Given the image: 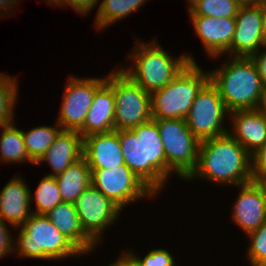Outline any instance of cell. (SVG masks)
Returning a JSON list of instances; mask_svg holds the SVG:
<instances>
[{"instance_id":"1","label":"cell","mask_w":266,"mask_h":266,"mask_svg":"<svg viewBox=\"0 0 266 266\" xmlns=\"http://www.w3.org/2000/svg\"><path fill=\"white\" fill-rule=\"evenodd\" d=\"M197 178L222 188L249 183L253 181L251 155L229 133L201 141L197 166L186 181Z\"/></svg>"},{"instance_id":"2","label":"cell","mask_w":266,"mask_h":266,"mask_svg":"<svg viewBox=\"0 0 266 266\" xmlns=\"http://www.w3.org/2000/svg\"><path fill=\"white\" fill-rule=\"evenodd\" d=\"M118 135L125 165L158 196L169 183L157 123L151 119L132 129L118 130Z\"/></svg>"},{"instance_id":"3","label":"cell","mask_w":266,"mask_h":266,"mask_svg":"<svg viewBox=\"0 0 266 266\" xmlns=\"http://www.w3.org/2000/svg\"><path fill=\"white\" fill-rule=\"evenodd\" d=\"M136 40L128 54L129 63L132 64L120 66L119 69L149 94L170 83L190 62L196 63L191 54L171 56L158 43V39L152 38L149 43Z\"/></svg>"},{"instance_id":"4","label":"cell","mask_w":266,"mask_h":266,"mask_svg":"<svg viewBox=\"0 0 266 266\" xmlns=\"http://www.w3.org/2000/svg\"><path fill=\"white\" fill-rule=\"evenodd\" d=\"M222 65L209 70L210 82L217 88L229 112L256 109L263 83L251 57L226 58Z\"/></svg>"},{"instance_id":"5","label":"cell","mask_w":266,"mask_h":266,"mask_svg":"<svg viewBox=\"0 0 266 266\" xmlns=\"http://www.w3.org/2000/svg\"><path fill=\"white\" fill-rule=\"evenodd\" d=\"M13 240V253L19 258L66 260L82 252L54 226L46 215L32 214L20 227Z\"/></svg>"},{"instance_id":"6","label":"cell","mask_w":266,"mask_h":266,"mask_svg":"<svg viewBox=\"0 0 266 266\" xmlns=\"http://www.w3.org/2000/svg\"><path fill=\"white\" fill-rule=\"evenodd\" d=\"M210 81L208 71L190 62L170 83L151 94L152 119H185L201 89Z\"/></svg>"},{"instance_id":"7","label":"cell","mask_w":266,"mask_h":266,"mask_svg":"<svg viewBox=\"0 0 266 266\" xmlns=\"http://www.w3.org/2000/svg\"><path fill=\"white\" fill-rule=\"evenodd\" d=\"M159 128L166 157L167 181L170 176L186 180L195 170L200 141L186 124L185 119H153Z\"/></svg>"},{"instance_id":"8","label":"cell","mask_w":266,"mask_h":266,"mask_svg":"<svg viewBox=\"0 0 266 266\" xmlns=\"http://www.w3.org/2000/svg\"><path fill=\"white\" fill-rule=\"evenodd\" d=\"M115 69L106 74V81L113 87L115 98L114 129L129 130L150 121L151 94L118 67Z\"/></svg>"},{"instance_id":"9","label":"cell","mask_w":266,"mask_h":266,"mask_svg":"<svg viewBox=\"0 0 266 266\" xmlns=\"http://www.w3.org/2000/svg\"><path fill=\"white\" fill-rule=\"evenodd\" d=\"M228 116L229 111L217 88L209 81L197 94L185 121L201 142L228 133L229 128L224 125Z\"/></svg>"},{"instance_id":"10","label":"cell","mask_w":266,"mask_h":266,"mask_svg":"<svg viewBox=\"0 0 266 266\" xmlns=\"http://www.w3.org/2000/svg\"><path fill=\"white\" fill-rule=\"evenodd\" d=\"M91 185L122 210L135 201L157 196L125 164L114 169H91Z\"/></svg>"},{"instance_id":"11","label":"cell","mask_w":266,"mask_h":266,"mask_svg":"<svg viewBox=\"0 0 266 266\" xmlns=\"http://www.w3.org/2000/svg\"><path fill=\"white\" fill-rule=\"evenodd\" d=\"M74 205L82 229L98 246L104 242V231L117 223L123 211L92 185L80 194Z\"/></svg>"},{"instance_id":"12","label":"cell","mask_w":266,"mask_h":266,"mask_svg":"<svg viewBox=\"0 0 266 266\" xmlns=\"http://www.w3.org/2000/svg\"><path fill=\"white\" fill-rule=\"evenodd\" d=\"M57 115L58 125L62 130L78 131L84 124L96 91L106 82L105 77L79 78L68 76Z\"/></svg>"},{"instance_id":"13","label":"cell","mask_w":266,"mask_h":266,"mask_svg":"<svg viewBox=\"0 0 266 266\" xmlns=\"http://www.w3.org/2000/svg\"><path fill=\"white\" fill-rule=\"evenodd\" d=\"M236 27L227 55L251 57L266 46L262 3L242 4L235 17Z\"/></svg>"},{"instance_id":"14","label":"cell","mask_w":266,"mask_h":266,"mask_svg":"<svg viewBox=\"0 0 266 266\" xmlns=\"http://www.w3.org/2000/svg\"><path fill=\"white\" fill-rule=\"evenodd\" d=\"M237 187L239 192L232 204L231 218L247 236L266 222V198L256 181Z\"/></svg>"},{"instance_id":"15","label":"cell","mask_w":266,"mask_h":266,"mask_svg":"<svg viewBox=\"0 0 266 266\" xmlns=\"http://www.w3.org/2000/svg\"><path fill=\"white\" fill-rule=\"evenodd\" d=\"M189 17L208 58L218 59L227 55L235 32V17Z\"/></svg>"},{"instance_id":"16","label":"cell","mask_w":266,"mask_h":266,"mask_svg":"<svg viewBox=\"0 0 266 266\" xmlns=\"http://www.w3.org/2000/svg\"><path fill=\"white\" fill-rule=\"evenodd\" d=\"M31 189L21 175L13 176L0 191V219L20 227L33 213Z\"/></svg>"},{"instance_id":"17","label":"cell","mask_w":266,"mask_h":266,"mask_svg":"<svg viewBox=\"0 0 266 266\" xmlns=\"http://www.w3.org/2000/svg\"><path fill=\"white\" fill-rule=\"evenodd\" d=\"M83 157L90 169H114L124 165L118 130L84 137Z\"/></svg>"},{"instance_id":"18","label":"cell","mask_w":266,"mask_h":266,"mask_svg":"<svg viewBox=\"0 0 266 266\" xmlns=\"http://www.w3.org/2000/svg\"><path fill=\"white\" fill-rule=\"evenodd\" d=\"M228 133L251 155L266 142V117L256 109L229 112ZM232 128V129H231Z\"/></svg>"},{"instance_id":"19","label":"cell","mask_w":266,"mask_h":266,"mask_svg":"<svg viewBox=\"0 0 266 266\" xmlns=\"http://www.w3.org/2000/svg\"><path fill=\"white\" fill-rule=\"evenodd\" d=\"M81 157H83L81 134L74 130H61L35 165L46 162L52 171L48 176L56 177Z\"/></svg>"},{"instance_id":"20","label":"cell","mask_w":266,"mask_h":266,"mask_svg":"<svg viewBox=\"0 0 266 266\" xmlns=\"http://www.w3.org/2000/svg\"><path fill=\"white\" fill-rule=\"evenodd\" d=\"M114 111L113 87L106 81L96 91L85 122L78 132L84 138L95 133L114 131Z\"/></svg>"},{"instance_id":"21","label":"cell","mask_w":266,"mask_h":266,"mask_svg":"<svg viewBox=\"0 0 266 266\" xmlns=\"http://www.w3.org/2000/svg\"><path fill=\"white\" fill-rule=\"evenodd\" d=\"M46 216L83 255H89L96 251L98 245L82 229L73 203L62 202L49 211Z\"/></svg>"},{"instance_id":"22","label":"cell","mask_w":266,"mask_h":266,"mask_svg":"<svg viewBox=\"0 0 266 266\" xmlns=\"http://www.w3.org/2000/svg\"><path fill=\"white\" fill-rule=\"evenodd\" d=\"M56 179L62 201L74 204L80 194L91 185V169L85 158L81 157L56 176Z\"/></svg>"},{"instance_id":"23","label":"cell","mask_w":266,"mask_h":266,"mask_svg":"<svg viewBox=\"0 0 266 266\" xmlns=\"http://www.w3.org/2000/svg\"><path fill=\"white\" fill-rule=\"evenodd\" d=\"M14 124L15 122L9 125H0V163L30 162L35 165L27 153L22 130Z\"/></svg>"},{"instance_id":"24","label":"cell","mask_w":266,"mask_h":266,"mask_svg":"<svg viewBox=\"0 0 266 266\" xmlns=\"http://www.w3.org/2000/svg\"><path fill=\"white\" fill-rule=\"evenodd\" d=\"M102 1V2H101ZM96 13L94 26L102 31L140 9L147 0H101Z\"/></svg>"},{"instance_id":"25","label":"cell","mask_w":266,"mask_h":266,"mask_svg":"<svg viewBox=\"0 0 266 266\" xmlns=\"http://www.w3.org/2000/svg\"><path fill=\"white\" fill-rule=\"evenodd\" d=\"M61 130L57 122L53 126L40 125L28 131L22 130L27 153L35 164L45 154Z\"/></svg>"},{"instance_id":"26","label":"cell","mask_w":266,"mask_h":266,"mask_svg":"<svg viewBox=\"0 0 266 266\" xmlns=\"http://www.w3.org/2000/svg\"><path fill=\"white\" fill-rule=\"evenodd\" d=\"M30 192L31 204L35 202L34 205L36 206L34 207L35 210H32L33 214L46 215L63 202L56 177L48 176L47 174L38 183L35 193Z\"/></svg>"},{"instance_id":"27","label":"cell","mask_w":266,"mask_h":266,"mask_svg":"<svg viewBox=\"0 0 266 266\" xmlns=\"http://www.w3.org/2000/svg\"><path fill=\"white\" fill-rule=\"evenodd\" d=\"M187 5L189 16L228 18L236 17L242 4L238 0H192Z\"/></svg>"},{"instance_id":"28","label":"cell","mask_w":266,"mask_h":266,"mask_svg":"<svg viewBox=\"0 0 266 266\" xmlns=\"http://www.w3.org/2000/svg\"><path fill=\"white\" fill-rule=\"evenodd\" d=\"M18 80L6 72L0 73V125H9L15 122L16 101H18Z\"/></svg>"},{"instance_id":"29","label":"cell","mask_w":266,"mask_h":266,"mask_svg":"<svg viewBox=\"0 0 266 266\" xmlns=\"http://www.w3.org/2000/svg\"><path fill=\"white\" fill-rule=\"evenodd\" d=\"M247 237L250 243L246 247V259L251 266H266V222Z\"/></svg>"},{"instance_id":"30","label":"cell","mask_w":266,"mask_h":266,"mask_svg":"<svg viewBox=\"0 0 266 266\" xmlns=\"http://www.w3.org/2000/svg\"><path fill=\"white\" fill-rule=\"evenodd\" d=\"M140 266H177L173 254L170 253L167 249L163 248H153L148 251L144 257L137 255L134 250H126Z\"/></svg>"},{"instance_id":"31","label":"cell","mask_w":266,"mask_h":266,"mask_svg":"<svg viewBox=\"0 0 266 266\" xmlns=\"http://www.w3.org/2000/svg\"><path fill=\"white\" fill-rule=\"evenodd\" d=\"M266 174V142L251 154V175L253 181Z\"/></svg>"},{"instance_id":"32","label":"cell","mask_w":266,"mask_h":266,"mask_svg":"<svg viewBox=\"0 0 266 266\" xmlns=\"http://www.w3.org/2000/svg\"><path fill=\"white\" fill-rule=\"evenodd\" d=\"M100 0H59L55 6H61V8L65 6L72 7V10L75 11V13H79L82 16H87L89 13L91 14V10L95 8V6L99 5L98 2Z\"/></svg>"},{"instance_id":"33","label":"cell","mask_w":266,"mask_h":266,"mask_svg":"<svg viewBox=\"0 0 266 266\" xmlns=\"http://www.w3.org/2000/svg\"><path fill=\"white\" fill-rule=\"evenodd\" d=\"M7 223L0 219V259L13 253V236ZM12 236V237H11Z\"/></svg>"},{"instance_id":"34","label":"cell","mask_w":266,"mask_h":266,"mask_svg":"<svg viewBox=\"0 0 266 266\" xmlns=\"http://www.w3.org/2000/svg\"><path fill=\"white\" fill-rule=\"evenodd\" d=\"M261 49V51L259 50L258 52L253 54L251 56V59L254 61L257 67L263 86H266V46L262 47Z\"/></svg>"},{"instance_id":"35","label":"cell","mask_w":266,"mask_h":266,"mask_svg":"<svg viewBox=\"0 0 266 266\" xmlns=\"http://www.w3.org/2000/svg\"><path fill=\"white\" fill-rule=\"evenodd\" d=\"M116 258L115 261L107 266H140L126 250L122 252V255L116 256Z\"/></svg>"},{"instance_id":"36","label":"cell","mask_w":266,"mask_h":266,"mask_svg":"<svg viewBox=\"0 0 266 266\" xmlns=\"http://www.w3.org/2000/svg\"><path fill=\"white\" fill-rule=\"evenodd\" d=\"M17 2L19 3V0H0V16L3 18L7 14H9L7 16H10L12 13L14 15L16 6H19Z\"/></svg>"},{"instance_id":"37","label":"cell","mask_w":266,"mask_h":266,"mask_svg":"<svg viewBox=\"0 0 266 266\" xmlns=\"http://www.w3.org/2000/svg\"><path fill=\"white\" fill-rule=\"evenodd\" d=\"M256 110L266 117V86H263V90Z\"/></svg>"},{"instance_id":"38","label":"cell","mask_w":266,"mask_h":266,"mask_svg":"<svg viewBox=\"0 0 266 266\" xmlns=\"http://www.w3.org/2000/svg\"><path fill=\"white\" fill-rule=\"evenodd\" d=\"M255 181L263 190L264 196L266 198V174L259 176Z\"/></svg>"},{"instance_id":"39","label":"cell","mask_w":266,"mask_h":266,"mask_svg":"<svg viewBox=\"0 0 266 266\" xmlns=\"http://www.w3.org/2000/svg\"><path fill=\"white\" fill-rule=\"evenodd\" d=\"M241 4H256L260 3L262 0H238Z\"/></svg>"},{"instance_id":"40","label":"cell","mask_w":266,"mask_h":266,"mask_svg":"<svg viewBox=\"0 0 266 266\" xmlns=\"http://www.w3.org/2000/svg\"><path fill=\"white\" fill-rule=\"evenodd\" d=\"M262 9L264 12V30H265V37H266V3H262Z\"/></svg>"},{"instance_id":"41","label":"cell","mask_w":266,"mask_h":266,"mask_svg":"<svg viewBox=\"0 0 266 266\" xmlns=\"http://www.w3.org/2000/svg\"><path fill=\"white\" fill-rule=\"evenodd\" d=\"M45 1H46V3L48 2L49 4H51L52 6H54L59 0H45Z\"/></svg>"}]
</instances>
